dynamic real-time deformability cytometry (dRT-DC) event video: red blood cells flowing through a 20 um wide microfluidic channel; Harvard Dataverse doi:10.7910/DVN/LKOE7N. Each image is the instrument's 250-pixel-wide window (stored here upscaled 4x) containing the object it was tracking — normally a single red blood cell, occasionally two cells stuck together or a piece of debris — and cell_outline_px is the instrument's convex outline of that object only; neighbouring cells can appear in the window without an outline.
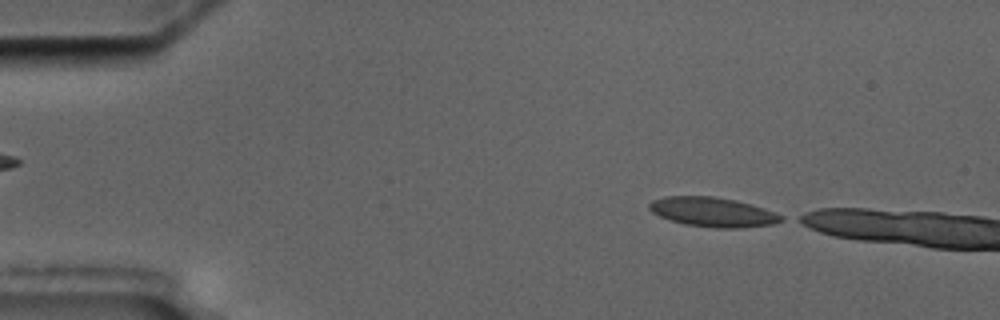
{"species": "common noctule bat (a hibernating species)", "species_latin": "Nyctalus noctula", "temperature_condition": "cold", "stored_images_in_passage": 3, "segment_of_instrument_passage": [2, 2], "camera_frame_rate_fps": 3000, "um_per_image_px": 0.085, "animal": {"sex": "male", "body_mass_g": 17.5, "forearm_length_mm": 52.3}, "frame": {"image": 1, "passage_image": 3, "time_ms": 2.0, "image_size_px": [1000, 320], "cell_outline_px": [[784, 220], [772, 224], [740, 228], [716, 228], [684, 224], [660, 216], [652, 212], [648, 208], [648, 204], [652, 200], [664, 196], [712, 196], [736, 200], [752, 204], [776, 212], [784, 216]], "centroid_in_image_um": [60.6, 18.02], "position_along_channel_um": 24.4, "area_um2": 22.77}}